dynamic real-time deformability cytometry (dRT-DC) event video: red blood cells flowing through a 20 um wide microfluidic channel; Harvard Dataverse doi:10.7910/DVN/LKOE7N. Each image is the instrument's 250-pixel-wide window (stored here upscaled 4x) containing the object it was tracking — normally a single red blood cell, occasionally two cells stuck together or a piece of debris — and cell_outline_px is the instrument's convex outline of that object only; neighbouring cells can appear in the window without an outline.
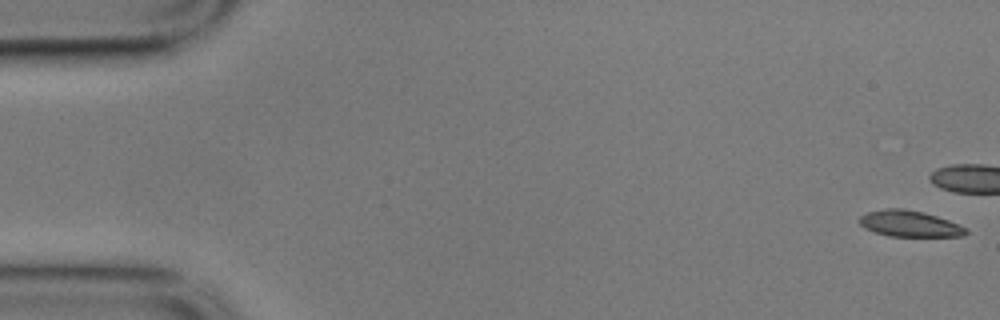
{"species": "common noctule bat (a hibernating species)", "species_latin": "Nyctalus noctula", "temperature_condition": "cold", "stored_images_in_passage": 44, "camera_frame_rate_fps": 3000, "um_per_image_px": 0.085, "animal": {"sex": "male", "body_mass_g": 17.9}, "frame": {"image": 1, "passage_image": 1, "time_ms": 0.0, "image_size_px": [1000, 320], "cell_outline_px": [[968, 232], [964, 236], [888, 236], [864, 228], [860, 224], [860, 216], [868, 212], [888, 208], [904, 208], [924, 212], [948, 220], [968, 228]], "centroid_in_image_um": [77.33, 19.01], "position_along_channel_um": 7.7, "area_um2": 16.18}}
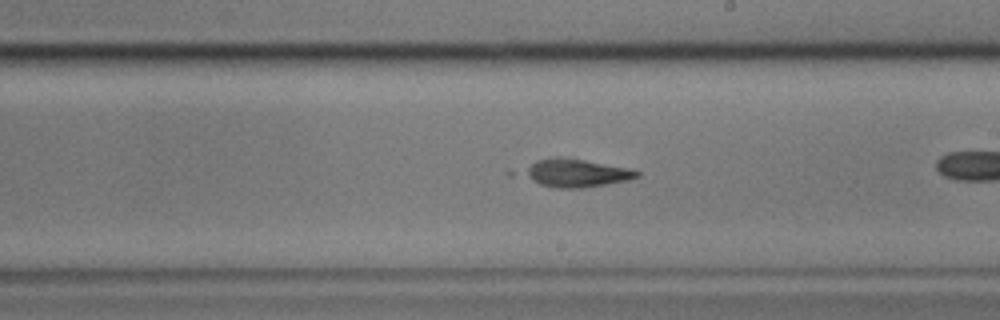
{"frame": {"image": 2, "passage_image": 32, "time_ms": 10.333, "image_size_px": [1000, 320], "cell_outline_px": [[640, 176], [628, 180], [584, 188], [556, 188], [540, 184], [524, 176], [520, 172], [536, 160], [556, 156], [584, 160], [628, 168], [640, 172]], "centroid_in_image_um": [48.94, 14.71], "position_along_channel_um": 240.1, "area_um2": 18.44}}